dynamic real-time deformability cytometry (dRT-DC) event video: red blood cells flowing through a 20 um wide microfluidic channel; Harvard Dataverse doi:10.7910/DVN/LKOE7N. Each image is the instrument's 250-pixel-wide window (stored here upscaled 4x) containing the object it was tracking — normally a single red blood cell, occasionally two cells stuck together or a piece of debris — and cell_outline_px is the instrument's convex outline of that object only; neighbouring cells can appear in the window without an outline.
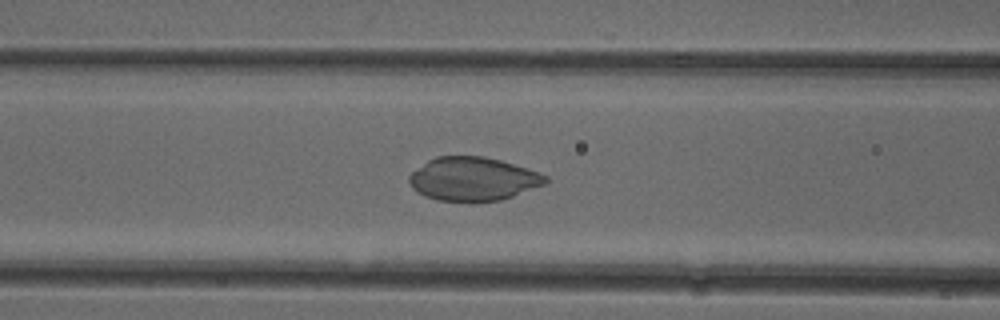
{"species": "common noctule bat (a hibernating species)", "species_latin": "Nyctalus noctula", "temperature_condition": "cold", "stored_images_in_passage": 14, "camera_frame_rate_fps": 3000, "um_per_image_px": 0.085, "animal": {"sex": "female"}, "frame": {"image": 1, "passage_image": 12, "time_ms": 3.667, "image_size_px": [1000, 320], "cell_outline_px": [[548, 180], [544, 184], [512, 196], [500, 200], [436, 200], [424, 196], [416, 192], [408, 184], [408, 176], [412, 172], [428, 160], [436, 156], [484, 156], [500, 160], [548, 176]], "centroid_in_image_um": [40.14, 15.2], "position_along_channel_um": 126.5, "area_um2": 34.1}}